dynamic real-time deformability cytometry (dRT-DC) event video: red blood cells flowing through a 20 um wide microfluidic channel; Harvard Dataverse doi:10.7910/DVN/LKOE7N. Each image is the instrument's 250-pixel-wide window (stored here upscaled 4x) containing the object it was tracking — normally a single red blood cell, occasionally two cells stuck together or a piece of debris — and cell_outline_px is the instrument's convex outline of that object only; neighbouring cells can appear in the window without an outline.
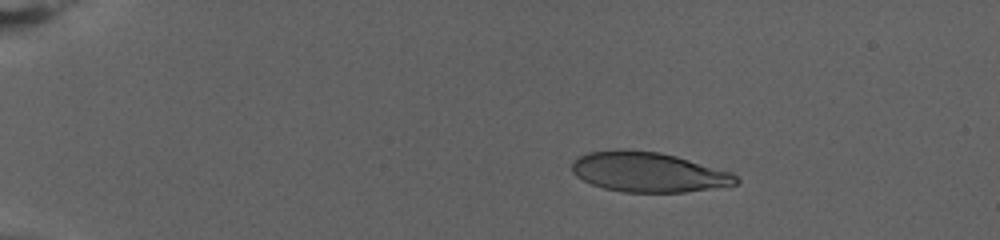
{"species": "human", "species_latin": "Homo sapiens", "temperature_condition": "warm", "stored_images_in_passage": 62, "camera_frame_rate_fps": 3000, "um_per_image_px": 0.085, "donor": {"sex": "female"}, "frame": {"image": 1, "passage_image": 1, "time_ms": 0.0, "image_size_px": [1000, 240], "cell_outline_px": [[740, 180], [736, 184], [728, 188], [684, 192], [624, 192], [604, 188], [592, 184], [576, 176], [572, 172], [572, 160], [588, 152], [616, 148], [660, 152], [676, 156], [732, 172]], "centroid_in_image_um": [55.15, 14.63], "position_along_channel_um": 29.8, "area_um2": 38.67}}
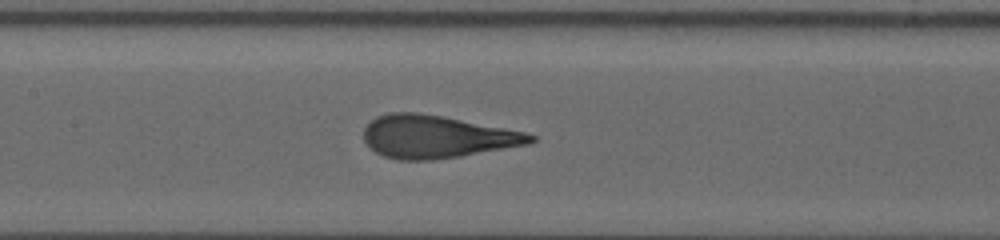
{"frame": {"image": 2, "passage_image": 26, "time_ms": 8.333, "image_size_px": [1000, 240], "cell_outline_px": [[536, 140], [528, 144], [460, 156], [432, 160], [400, 160], [384, 156], [376, 152], [364, 140], [364, 128], [376, 116], [392, 112], [416, 112], [444, 116], [524, 132], [536, 136]], "centroid_in_image_um": [37.1, 11.61], "position_along_channel_um": 170.3, "area_um2": 41.15}}
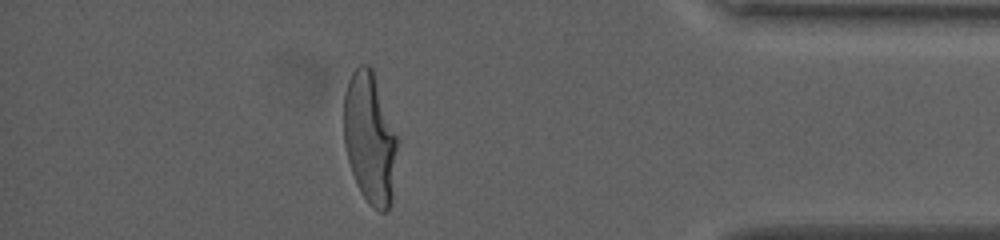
{"frame": {"image": 3, "passage_image": 54, "time_ms": 17.667, "image_size_px": [1000, 240], "cell_outline_px": [[400, 140], [392, 204], [384, 212], [380, 212], [372, 208], [368, 204], [360, 192], [356, 184], [348, 160], [344, 144], [344, 92], [348, 80], [352, 72], [360, 64], [368, 64], [372, 68]], "centroid_in_image_um": [31.48, 11.79], "position_along_channel_um": 403.7, "area_um2": 42.14}, "authors_computed_cell_mechanics": {"area_um2": 41.038, "velocity_mm_per_s": 2.8175, "shape_relaxation_time_tau1_ms": 5.168, "shape_relaxation_time_tau2_ms": null, "deformation_change_tau1": 0.2561, "deformation_change_tau2": null}}